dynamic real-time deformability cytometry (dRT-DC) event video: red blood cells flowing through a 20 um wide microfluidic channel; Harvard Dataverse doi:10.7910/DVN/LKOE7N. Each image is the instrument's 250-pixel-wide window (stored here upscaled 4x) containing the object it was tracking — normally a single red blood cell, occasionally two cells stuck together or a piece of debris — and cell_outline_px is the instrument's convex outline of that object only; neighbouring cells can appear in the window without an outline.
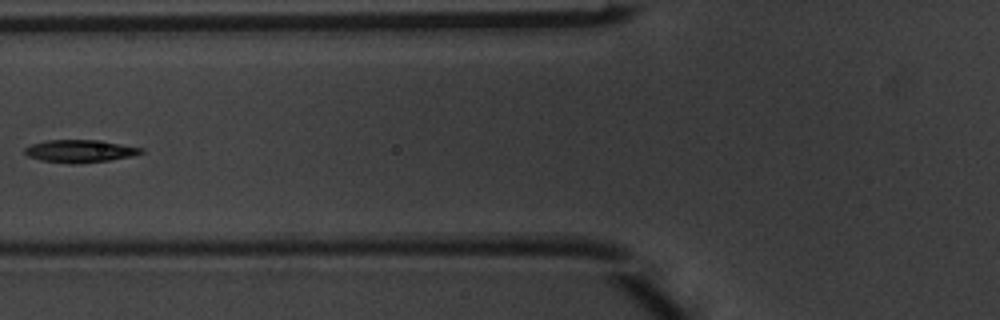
{"species": "common noctule bat (a hibernating species)", "species_latin": "Nyctalus noctula", "temperature_condition": "warm", "stored_images_in_passage": 3, "camera_frame_rate_fps": 3000, "um_per_image_px": 0.085, "animal": {"sex": "male", "body_mass_g": 20.1, "forearm_length_mm": 53.5}, "frame": {"image": 1, "passage_image": 3, "time_ms": 0.667, "image_size_px": [1000, 320], "cell_outline_px": [[144, 152], [132, 156], [108, 160], [76, 164], [40, 160], [28, 156], [24, 152], [24, 148], [32, 144], [44, 140], [96, 140], [144, 148]], "centroid_in_image_um": [6.77, 12.84], "position_along_channel_um": 119.0, "area_um2": 15.2}}